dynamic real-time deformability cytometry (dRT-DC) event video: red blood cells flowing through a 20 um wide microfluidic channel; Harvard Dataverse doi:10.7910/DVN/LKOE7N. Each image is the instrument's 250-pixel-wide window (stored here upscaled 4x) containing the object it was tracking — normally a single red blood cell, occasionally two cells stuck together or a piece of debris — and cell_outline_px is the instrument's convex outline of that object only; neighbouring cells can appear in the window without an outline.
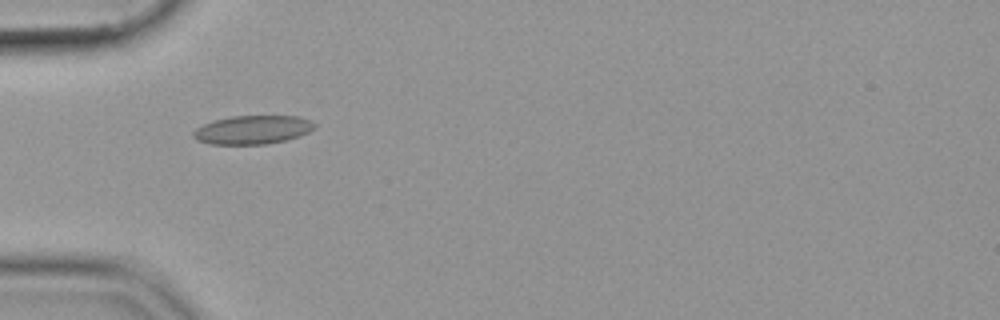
{"species": "common noctule bat (a hibernating species)", "species_latin": "Nyctalus noctula", "temperature_condition": "cold", "stored_images_in_passage": 37, "camera_frame_rate_fps": 3000, "um_per_image_px": 0.085, "animal": {"sex": "female", "body_mass_g": 19.9}, "frame": {"image": 1, "passage_image": 1, "time_ms": 0.0, "image_size_px": [1000, 320], "cell_outline_px": [[316, 128], [300, 136], [268, 144], [212, 144], [196, 140], [192, 136], [192, 132], [196, 128], [212, 120], [232, 116], [296, 116], [312, 120], [316, 124]], "centroid_in_image_um": [21.48, 11.03], "position_along_channel_um": 63.5, "area_um2": 20.35}}
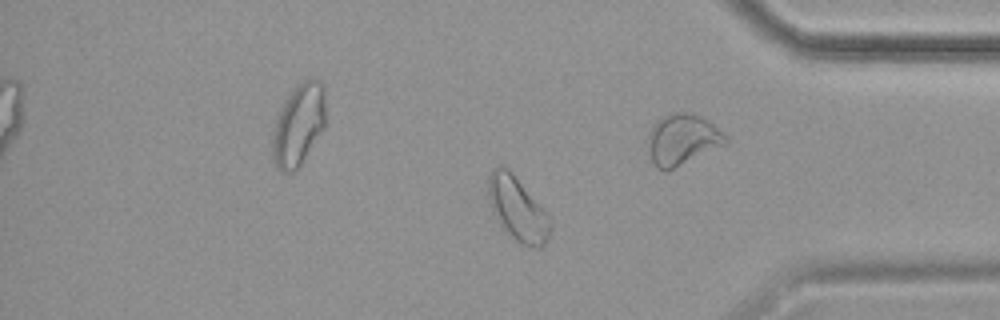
{"frame": {"image": 2, "passage_image": 27, "time_ms": 8.667, "image_size_px": [1000, 320], "cell_outline_px": [[552, 228], [548, 240], [544, 248], [536, 248], [520, 244], [504, 228], [492, 212], [488, 196], [488, 176], [492, 168], [500, 164], [504, 164], [512, 172], [548, 212], [552, 220]], "centroid_in_image_um": [44.03, 17.74], "position_along_channel_um": 391.2, "area_um2": 23.64}}
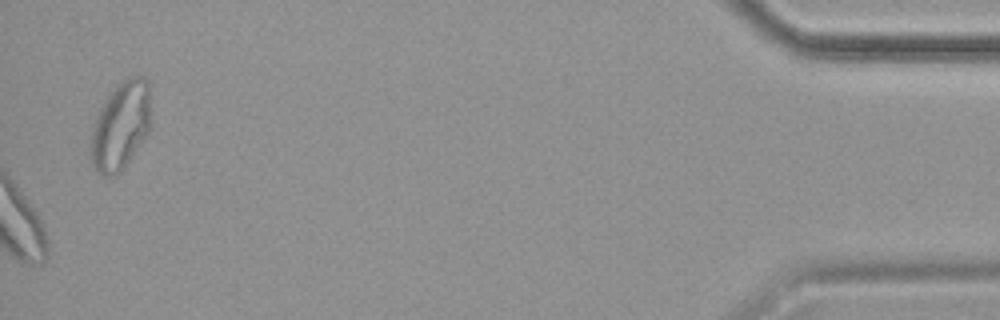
{"frame": {"image": 3, "passage_image": 37, "time_ms": 12.0, "image_size_px": [1000, 320], "cell_outline_px": [[152, 124], [148, 132], [120, 172], [116, 176], [104, 176], [92, 164], [92, 128], [96, 116], [104, 100], [116, 84], [128, 76], [140, 76], [148, 80]], "centroid_in_image_um": [10.29, 10.62], "position_along_channel_um": 424.9, "area_um2": 30.75}}